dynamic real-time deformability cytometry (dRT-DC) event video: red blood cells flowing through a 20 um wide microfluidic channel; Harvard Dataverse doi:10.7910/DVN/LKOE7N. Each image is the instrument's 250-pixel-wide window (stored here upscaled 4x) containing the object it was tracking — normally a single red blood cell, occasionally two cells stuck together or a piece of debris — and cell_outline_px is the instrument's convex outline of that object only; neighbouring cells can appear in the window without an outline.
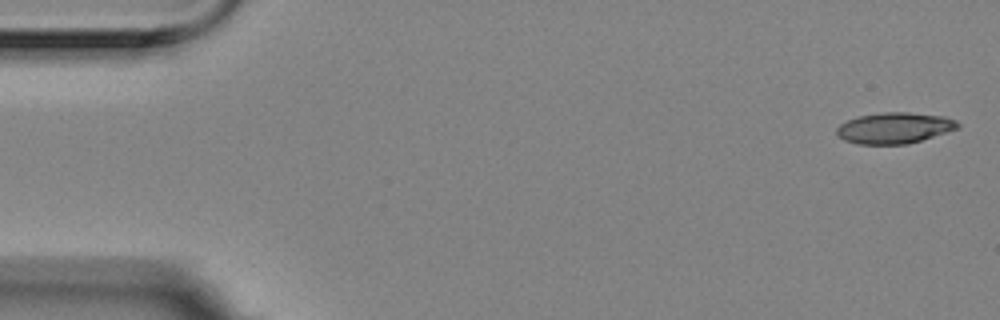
{"species": "Egyptian fruit bat (a non-hibernating species)", "species_latin": "Rousettus aegyptiacus", "temperature_condition": "room temperature", "stored_images_in_passage": 5, "camera_frame_rate_fps": 3000, "um_per_image_px": 0.085, "animal": {"sex": "female"}, "frame": {"image": 1, "passage_image": 1, "time_ms": 0.0, "image_size_px": [1000, 320], "cell_outline_px": [[960, 128], [908, 144], [856, 144], [844, 140], [836, 132], [836, 128], [840, 124], [848, 120], [860, 116], [884, 112], [908, 112], [944, 116], [956, 120], [960, 124]], "centroid_in_image_um": [76.05, 10.88], "position_along_channel_um": 8.9, "area_um2": 21.85}}
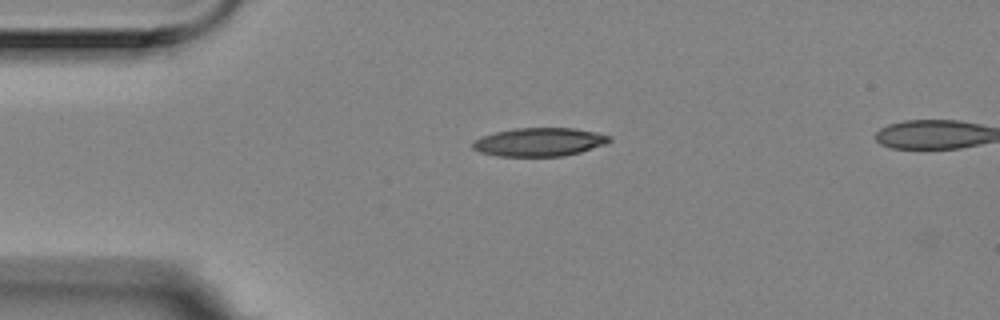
{"frame": {"image": 2, "passage_image": 4, "time_ms": 1.0, "image_size_px": [1000, 320], "cell_outline_px": [[612, 140], [604, 144], [580, 152], [564, 156], [496, 156], [480, 152], [472, 148], [472, 144], [476, 140], [484, 136], [496, 132], [516, 128], [572, 128], [596, 132], [612, 136]], "centroid_in_image_um": [45.86, 12.07], "position_along_channel_um": 39.1, "area_um2": 22.48}}